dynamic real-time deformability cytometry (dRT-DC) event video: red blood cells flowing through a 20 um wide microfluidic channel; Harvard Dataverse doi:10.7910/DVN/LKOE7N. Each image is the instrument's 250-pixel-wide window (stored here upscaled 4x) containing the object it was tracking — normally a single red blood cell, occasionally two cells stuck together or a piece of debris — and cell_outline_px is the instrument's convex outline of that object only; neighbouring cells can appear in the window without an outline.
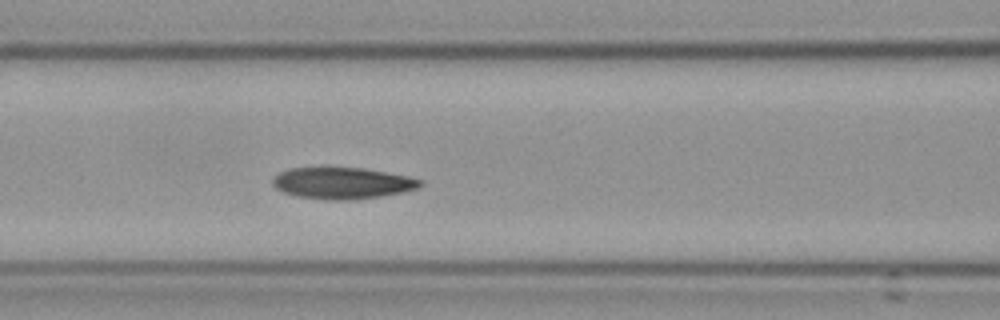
{"species": "Egyptian fruit bat (a non-hibernating species)", "species_latin": "Rousettus aegyptiacus", "temperature_condition": "cold", "stored_images_in_passage": 47, "camera_frame_rate_fps": 3000, "um_per_image_px": 0.085, "frame": {"image": 1, "passage_image": 21, "time_ms": 6.667, "image_size_px": [1000, 320], "cell_outline_px": [[424, 184], [416, 188], [400, 192], [380, 196], [352, 200], [328, 200], [300, 196], [284, 192], [276, 188], [272, 184], [272, 180], [280, 172], [292, 168], [364, 168], [408, 176], [424, 180]], "centroid_in_image_um": [29.13, 15.56], "position_along_channel_um": 137.5, "area_um2": 26.76}, "authors_computed_cell_mechanics": {"area_um2": 26.7614, "velocity_mm_per_s": 3.5908, "shape_relaxation_time_tau1_ms": 3.2122, "shape_relaxation_time_tau2_ms": 4.5875, "deformation_change_tau1": 0.1275, "deformation_change_tau2": 0.102}}